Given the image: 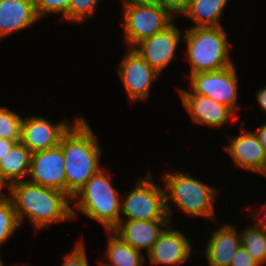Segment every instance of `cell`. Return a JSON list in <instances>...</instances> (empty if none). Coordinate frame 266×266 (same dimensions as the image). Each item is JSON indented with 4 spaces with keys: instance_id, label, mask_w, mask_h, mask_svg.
Listing matches in <instances>:
<instances>
[{
    "instance_id": "obj_31",
    "label": "cell",
    "mask_w": 266,
    "mask_h": 266,
    "mask_svg": "<svg viewBox=\"0 0 266 266\" xmlns=\"http://www.w3.org/2000/svg\"><path fill=\"white\" fill-rule=\"evenodd\" d=\"M262 206H263L262 209H264L263 210L264 214H260V212L254 209L255 212L254 214L252 213V215L254 216L253 218H255L253 219V221L257 220L255 221V223L266 232V202ZM263 215H264V218H263Z\"/></svg>"
},
{
    "instance_id": "obj_2",
    "label": "cell",
    "mask_w": 266,
    "mask_h": 266,
    "mask_svg": "<svg viewBox=\"0 0 266 266\" xmlns=\"http://www.w3.org/2000/svg\"><path fill=\"white\" fill-rule=\"evenodd\" d=\"M66 193L72 198L102 167V147L88 121L80 117L62 136Z\"/></svg>"
},
{
    "instance_id": "obj_5",
    "label": "cell",
    "mask_w": 266,
    "mask_h": 266,
    "mask_svg": "<svg viewBox=\"0 0 266 266\" xmlns=\"http://www.w3.org/2000/svg\"><path fill=\"white\" fill-rule=\"evenodd\" d=\"M189 75L217 71L234 64L230 56L228 33L221 27H189L183 35Z\"/></svg>"
},
{
    "instance_id": "obj_20",
    "label": "cell",
    "mask_w": 266,
    "mask_h": 266,
    "mask_svg": "<svg viewBox=\"0 0 266 266\" xmlns=\"http://www.w3.org/2000/svg\"><path fill=\"white\" fill-rule=\"evenodd\" d=\"M106 233H108V242L104 257L107 261H99L100 266H143L146 261L142 252L134 249L113 231Z\"/></svg>"
},
{
    "instance_id": "obj_19",
    "label": "cell",
    "mask_w": 266,
    "mask_h": 266,
    "mask_svg": "<svg viewBox=\"0 0 266 266\" xmlns=\"http://www.w3.org/2000/svg\"><path fill=\"white\" fill-rule=\"evenodd\" d=\"M31 156V151L23 143L18 142L0 160V173L8 185L27 180L30 171Z\"/></svg>"
},
{
    "instance_id": "obj_1",
    "label": "cell",
    "mask_w": 266,
    "mask_h": 266,
    "mask_svg": "<svg viewBox=\"0 0 266 266\" xmlns=\"http://www.w3.org/2000/svg\"><path fill=\"white\" fill-rule=\"evenodd\" d=\"M8 195L20 226L27 218L37 233L50 225L73 220L72 198L60 190L24 180L9 185Z\"/></svg>"
},
{
    "instance_id": "obj_6",
    "label": "cell",
    "mask_w": 266,
    "mask_h": 266,
    "mask_svg": "<svg viewBox=\"0 0 266 266\" xmlns=\"http://www.w3.org/2000/svg\"><path fill=\"white\" fill-rule=\"evenodd\" d=\"M124 217V218H122ZM170 220L166 210L165 189L156 183L147 170L134 188L121 195L120 220Z\"/></svg>"
},
{
    "instance_id": "obj_28",
    "label": "cell",
    "mask_w": 266,
    "mask_h": 266,
    "mask_svg": "<svg viewBox=\"0 0 266 266\" xmlns=\"http://www.w3.org/2000/svg\"><path fill=\"white\" fill-rule=\"evenodd\" d=\"M230 266H262L242 246L231 259Z\"/></svg>"
},
{
    "instance_id": "obj_32",
    "label": "cell",
    "mask_w": 266,
    "mask_h": 266,
    "mask_svg": "<svg viewBox=\"0 0 266 266\" xmlns=\"http://www.w3.org/2000/svg\"><path fill=\"white\" fill-rule=\"evenodd\" d=\"M256 99L259 103V109L263 110V113L266 114V86H263L256 93Z\"/></svg>"
},
{
    "instance_id": "obj_17",
    "label": "cell",
    "mask_w": 266,
    "mask_h": 266,
    "mask_svg": "<svg viewBox=\"0 0 266 266\" xmlns=\"http://www.w3.org/2000/svg\"><path fill=\"white\" fill-rule=\"evenodd\" d=\"M216 229L210 234L202 253H205L208 266H230L232 257L241 246L240 230L227 222Z\"/></svg>"
},
{
    "instance_id": "obj_36",
    "label": "cell",
    "mask_w": 266,
    "mask_h": 266,
    "mask_svg": "<svg viewBox=\"0 0 266 266\" xmlns=\"http://www.w3.org/2000/svg\"><path fill=\"white\" fill-rule=\"evenodd\" d=\"M3 260H2V257H1V254H0V266H3Z\"/></svg>"
},
{
    "instance_id": "obj_8",
    "label": "cell",
    "mask_w": 266,
    "mask_h": 266,
    "mask_svg": "<svg viewBox=\"0 0 266 266\" xmlns=\"http://www.w3.org/2000/svg\"><path fill=\"white\" fill-rule=\"evenodd\" d=\"M188 77L191 91L177 87L175 89L179 94H200L224 104L235 114L240 110L237 105L239 80L234 64L221 70L199 72Z\"/></svg>"
},
{
    "instance_id": "obj_13",
    "label": "cell",
    "mask_w": 266,
    "mask_h": 266,
    "mask_svg": "<svg viewBox=\"0 0 266 266\" xmlns=\"http://www.w3.org/2000/svg\"><path fill=\"white\" fill-rule=\"evenodd\" d=\"M65 161L60 145L33 153L27 180L66 193Z\"/></svg>"
},
{
    "instance_id": "obj_21",
    "label": "cell",
    "mask_w": 266,
    "mask_h": 266,
    "mask_svg": "<svg viewBox=\"0 0 266 266\" xmlns=\"http://www.w3.org/2000/svg\"><path fill=\"white\" fill-rule=\"evenodd\" d=\"M230 0H191L182 17H187L198 27H222L220 18Z\"/></svg>"
},
{
    "instance_id": "obj_35",
    "label": "cell",
    "mask_w": 266,
    "mask_h": 266,
    "mask_svg": "<svg viewBox=\"0 0 266 266\" xmlns=\"http://www.w3.org/2000/svg\"><path fill=\"white\" fill-rule=\"evenodd\" d=\"M8 188L9 185L3 180L0 173V197L7 195L6 193H8ZM5 189L7 190L6 193H4Z\"/></svg>"
},
{
    "instance_id": "obj_10",
    "label": "cell",
    "mask_w": 266,
    "mask_h": 266,
    "mask_svg": "<svg viewBox=\"0 0 266 266\" xmlns=\"http://www.w3.org/2000/svg\"><path fill=\"white\" fill-rule=\"evenodd\" d=\"M81 116L74 120L62 119L55 124L45 117L29 115L23 118L21 140L31 153L44 151L59 145L62 136Z\"/></svg>"
},
{
    "instance_id": "obj_14",
    "label": "cell",
    "mask_w": 266,
    "mask_h": 266,
    "mask_svg": "<svg viewBox=\"0 0 266 266\" xmlns=\"http://www.w3.org/2000/svg\"><path fill=\"white\" fill-rule=\"evenodd\" d=\"M169 224L146 254L151 265L179 266L194 254L190 240Z\"/></svg>"
},
{
    "instance_id": "obj_18",
    "label": "cell",
    "mask_w": 266,
    "mask_h": 266,
    "mask_svg": "<svg viewBox=\"0 0 266 266\" xmlns=\"http://www.w3.org/2000/svg\"><path fill=\"white\" fill-rule=\"evenodd\" d=\"M34 0H0V41L39 22Z\"/></svg>"
},
{
    "instance_id": "obj_7",
    "label": "cell",
    "mask_w": 266,
    "mask_h": 266,
    "mask_svg": "<svg viewBox=\"0 0 266 266\" xmlns=\"http://www.w3.org/2000/svg\"><path fill=\"white\" fill-rule=\"evenodd\" d=\"M122 11L120 25L127 48L165 30L176 19L160 3L122 6Z\"/></svg>"
},
{
    "instance_id": "obj_9",
    "label": "cell",
    "mask_w": 266,
    "mask_h": 266,
    "mask_svg": "<svg viewBox=\"0 0 266 266\" xmlns=\"http://www.w3.org/2000/svg\"><path fill=\"white\" fill-rule=\"evenodd\" d=\"M117 73L130 103L147 100L152 84L158 80L159 72L151 67L136 51L128 48L121 57Z\"/></svg>"
},
{
    "instance_id": "obj_26",
    "label": "cell",
    "mask_w": 266,
    "mask_h": 266,
    "mask_svg": "<svg viewBox=\"0 0 266 266\" xmlns=\"http://www.w3.org/2000/svg\"><path fill=\"white\" fill-rule=\"evenodd\" d=\"M70 0H34V7L37 17L41 20L50 14H61L58 20L68 21V6Z\"/></svg>"
},
{
    "instance_id": "obj_33",
    "label": "cell",
    "mask_w": 266,
    "mask_h": 266,
    "mask_svg": "<svg viewBox=\"0 0 266 266\" xmlns=\"http://www.w3.org/2000/svg\"><path fill=\"white\" fill-rule=\"evenodd\" d=\"M257 135L259 142L263 145L266 151V123L261 124V126L256 130H253Z\"/></svg>"
},
{
    "instance_id": "obj_12",
    "label": "cell",
    "mask_w": 266,
    "mask_h": 266,
    "mask_svg": "<svg viewBox=\"0 0 266 266\" xmlns=\"http://www.w3.org/2000/svg\"><path fill=\"white\" fill-rule=\"evenodd\" d=\"M183 35L173 22L165 30L142 40L132 49L161 74L174 61L176 50L180 42H183Z\"/></svg>"
},
{
    "instance_id": "obj_24",
    "label": "cell",
    "mask_w": 266,
    "mask_h": 266,
    "mask_svg": "<svg viewBox=\"0 0 266 266\" xmlns=\"http://www.w3.org/2000/svg\"><path fill=\"white\" fill-rule=\"evenodd\" d=\"M23 117L7 107L0 106V138L21 140Z\"/></svg>"
},
{
    "instance_id": "obj_15",
    "label": "cell",
    "mask_w": 266,
    "mask_h": 266,
    "mask_svg": "<svg viewBox=\"0 0 266 266\" xmlns=\"http://www.w3.org/2000/svg\"><path fill=\"white\" fill-rule=\"evenodd\" d=\"M182 105L192 121L196 124L219 129L231 119H237L236 114L224 104L200 94H179Z\"/></svg>"
},
{
    "instance_id": "obj_37",
    "label": "cell",
    "mask_w": 266,
    "mask_h": 266,
    "mask_svg": "<svg viewBox=\"0 0 266 266\" xmlns=\"http://www.w3.org/2000/svg\"><path fill=\"white\" fill-rule=\"evenodd\" d=\"M264 265L266 266V257H265V260H264V263H263V266H264Z\"/></svg>"
},
{
    "instance_id": "obj_23",
    "label": "cell",
    "mask_w": 266,
    "mask_h": 266,
    "mask_svg": "<svg viewBox=\"0 0 266 266\" xmlns=\"http://www.w3.org/2000/svg\"><path fill=\"white\" fill-rule=\"evenodd\" d=\"M21 228L9 195L0 197V247Z\"/></svg>"
},
{
    "instance_id": "obj_3",
    "label": "cell",
    "mask_w": 266,
    "mask_h": 266,
    "mask_svg": "<svg viewBox=\"0 0 266 266\" xmlns=\"http://www.w3.org/2000/svg\"><path fill=\"white\" fill-rule=\"evenodd\" d=\"M162 176L165 186L166 210L170 221L174 211L169 206L173 201L175 208L188 217H202L210 221L217 218L214 203L221 190L181 171L166 172Z\"/></svg>"
},
{
    "instance_id": "obj_4",
    "label": "cell",
    "mask_w": 266,
    "mask_h": 266,
    "mask_svg": "<svg viewBox=\"0 0 266 266\" xmlns=\"http://www.w3.org/2000/svg\"><path fill=\"white\" fill-rule=\"evenodd\" d=\"M106 171L103 167L72 197V214L76 219L80 211L103 225L105 231H112L120 222L122 193L113 186V179Z\"/></svg>"
},
{
    "instance_id": "obj_27",
    "label": "cell",
    "mask_w": 266,
    "mask_h": 266,
    "mask_svg": "<svg viewBox=\"0 0 266 266\" xmlns=\"http://www.w3.org/2000/svg\"><path fill=\"white\" fill-rule=\"evenodd\" d=\"M73 250L62 259V266H90L87 259L85 244L83 240H78Z\"/></svg>"
},
{
    "instance_id": "obj_11",
    "label": "cell",
    "mask_w": 266,
    "mask_h": 266,
    "mask_svg": "<svg viewBox=\"0 0 266 266\" xmlns=\"http://www.w3.org/2000/svg\"><path fill=\"white\" fill-rule=\"evenodd\" d=\"M241 122V132L238 136H227L229 144L224 150L229 154L234 167L266 177V151L254 131L244 129Z\"/></svg>"
},
{
    "instance_id": "obj_29",
    "label": "cell",
    "mask_w": 266,
    "mask_h": 266,
    "mask_svg": "<svg viewBox=\"0 0 266 266\" xmlns=\"http://www.w3.org/2000/svg\"><path fill=\"white\" fill-rule=\"evenodd\" d=\"M159 3L174 17H178L189 8L191 0H159Z\"/></svg>"
},
{
    "instance_id": "obj_22",
    "label": "cell",
    "mask_w": 266,
    "mask_h": 266,
    "mask_svg": "<svg viewBox=\"0 0 266 266\" xmlns=\"http://www.w3.org/2000/svg\"><path fill=\"white\" fill-rule=\"evenodd\" d=\"M241 246L262 266L266 257V232L256 223L240 230Z\"/></svg>"
},
{
    "instance_id": "obj_34",
    "label": "cell",
    "mask_w": 266,
    "mask_h": 266,
    "mask_svg": "<svg viewBox=\"0 0 266 266\" xmlns=\"http://www.w3.org/2000/svg\"><path fill=\"white\" fill-rule=\"evenodd\" d=\"M122 6L159 3V0H120Z\"/></svg>"
},
{
    "instance_id": "obj_16",
    "label": "cell",
    "mask_w": 266,
    "mask_h": 266,
    "mask_svg": "<svg viewBox=\"0 0 266 266\" xmlns=\"http://www.w3.org/2000/svg\"><path fill=\"white\" fill-rule=\"evenodd\" d=\"M170 220H120L112 230L134 249L149 252Z\"/></svg>"
},
{
    "instance_id": "obj_25",
    "label": "cell",
    "mask_w": 266,
    "mask_h": 266,
    "mask_svg": "<svg viewBox=\"0 0 266 266\" xmlns=\"http://www.w3.org/2000/svg\"><path fill=\"white\" fill-rule=\"evenodd\" d=\"M101 0H70L68 6V22L81 24L90 20L98 9Z\"/></svg>"
},
{
    "instance_id": "obj_30",
    "label": "cell",
    "mask_w": 266,
    "mask_h": 266,
    "mask_svg": "<svg viewBox=\"0 0 266 266\" xmlns=\"http://www.w3.org/2000/svg\"><path fill=\"white\" fill-rule=\"evenodd\" d=\"M20 140H7L0 138V160L18 143Z\"/></svg>"
}]
</instances>
